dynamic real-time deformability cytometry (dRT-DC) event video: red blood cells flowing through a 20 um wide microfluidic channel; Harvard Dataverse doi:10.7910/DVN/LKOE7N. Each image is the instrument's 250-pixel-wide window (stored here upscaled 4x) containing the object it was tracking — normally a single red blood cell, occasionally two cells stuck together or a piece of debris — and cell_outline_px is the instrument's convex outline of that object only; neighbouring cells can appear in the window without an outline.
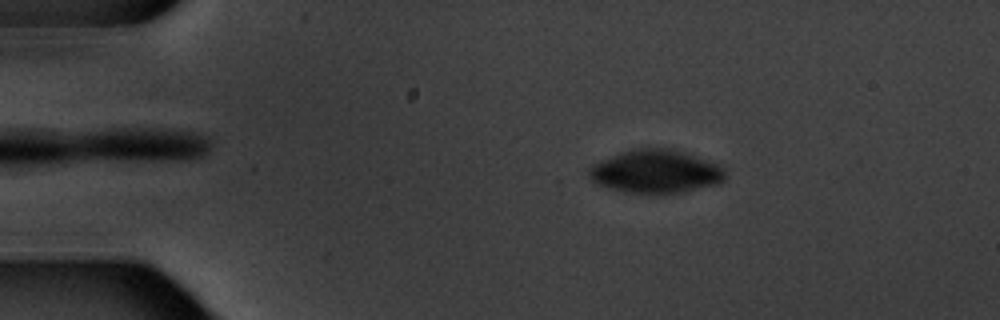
{"species": "common noctule bat (a hibernating species)", "species_latin": "Nyctalus noctula", "temperature_condition": "warm", "stored_images_in_passage": 4, "camera_frame_rate_fps": 3000, "um_per_image_px": 0.085, "animal": {"sex": "male", "body_mass_g": 20.1, "forearm_length_mm": 53.5}, "frame": {"image": 1, "passage_image": 2, "time_ms": 1.333, "image_size_px": [1000, 320], "cell_outline_px": [[728, 176], [720, 184], [684, 192], [624, 192], [608, 188], [596, 184], [588, 176], [588, 168], [592, 164], [620, 152], [636, 148], [664, 148], [684, 152], [708, 160], [724, 168]], "centroid_in_image_um": [55.74, 14.58], "position_along_channel_um": 29.3, "area_um2": 34.33}}